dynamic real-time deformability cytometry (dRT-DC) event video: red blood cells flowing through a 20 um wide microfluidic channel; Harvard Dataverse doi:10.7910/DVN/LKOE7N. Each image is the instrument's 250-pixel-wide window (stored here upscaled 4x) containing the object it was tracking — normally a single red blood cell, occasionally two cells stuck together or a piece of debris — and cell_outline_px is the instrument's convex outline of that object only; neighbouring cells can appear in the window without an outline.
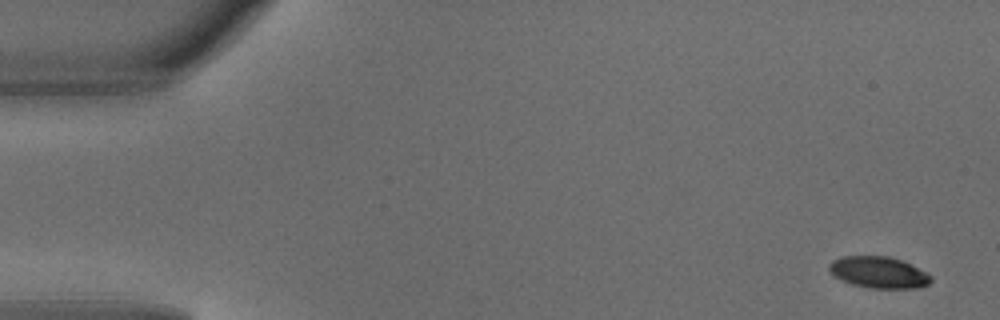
{"species": "common noctule bat (a hibernating species)", "species_latin": "Nyctalus noctula", "temperature_condition": "warm", "stored_images_in_passage": 5, "camera_frame_rate_fps": 3000, "um_per_image_px": 0.085, "animal": {"sex": "male", "body_mass_g": 18.8}, "frame": {"image": 1, "passage_image": 1, "time_ms": 0.0, "image_size_px": [1000, 320], "cell_outline_px": [[932, 280], [928, 284], [920, 288], [868, 288], [852, 284], [836, 276], [828, 268], [828, 264], [832, 260], [844, 256], [888, 256], [900, 260], [932, 276]], "centroid_in_image_um": [74.68, 23.15], "position_along_channel_um": 10.3, "area_um2": 18.38}}
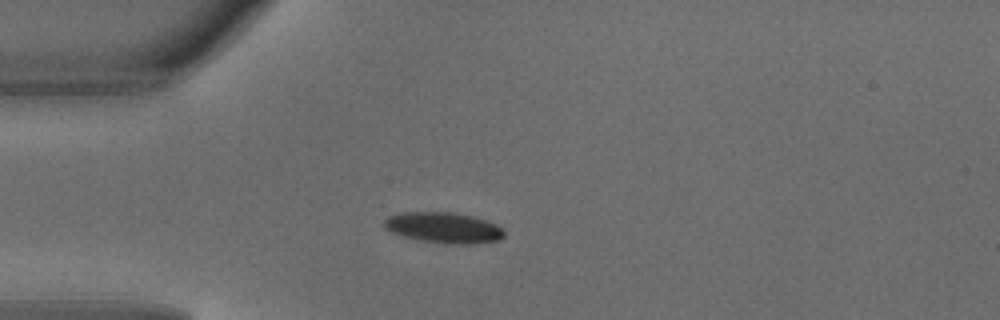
{"frame": {"image": 2, "passage_image": 4, "time_ms": 1.0, "image_size_px": [1000, 320], "cell_outline_px": [[504, 236], [500, 240], [472, 244], [444, 244], [420, 240], [404, 236], [392, 232], [384, 228], [384, 220], [388, 216], [400, 212], [452, 212], [472, 216], [496, 224], [504, 232]], "centroid_in_image_um": [37.69, 19.35], "position_along_channel_um": 47.3, "area_um2": 21.5}}